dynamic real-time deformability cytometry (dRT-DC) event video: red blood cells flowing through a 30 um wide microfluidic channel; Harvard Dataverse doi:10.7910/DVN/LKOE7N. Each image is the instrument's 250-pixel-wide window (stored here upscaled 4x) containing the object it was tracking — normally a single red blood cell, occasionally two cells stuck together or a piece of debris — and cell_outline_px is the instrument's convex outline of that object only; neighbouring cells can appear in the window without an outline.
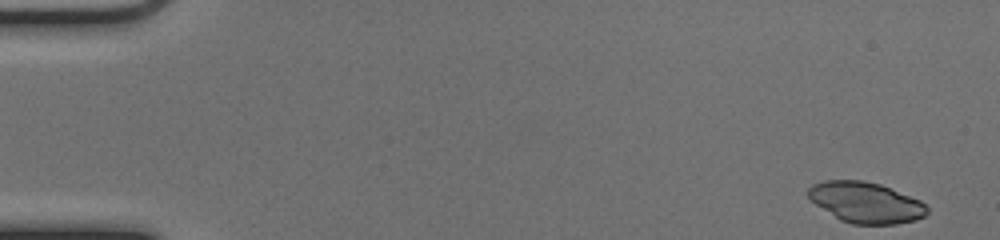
{"species": "common noctule bat (a hibernating species)", "species_latin": "Nyctalus noctula", "temperature_condition": "cold", "stored_images_in_passage": 50, "camera_frame_rate_fps": 3000, "um_per_image_px": 0.085, "animal": {"sex": "female", "body_mass_g": 17.0, "forearm_length_mm": 48.0}, "frame": {"image": 1, "passage_image": 1, "time_ms": 0.0, "image_size_px": [1000, 240], "cell_outline_px": [[928, 212], [924, 216], [916, 220], [896, 224], [852, 224], [840, 220], [808, 200], [808, 188], [812, 184], [824, 180], [864, 180], [880, 184], [920, 200], [928, 208]], "centroid_in_image_um": [73.56, 17.21], "position_along_channel_um": 11.4, "area_um2": 28.38}}
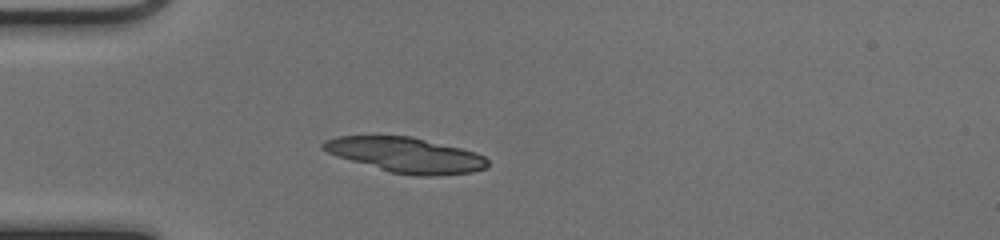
{"frame": {"image": 2, "passage_image": 14, "time_ms": 4.333, "image_size_px": [1000, 240], "cell_outline_px": [[488, 168], [472, 172], [432, 176], [416, 176], [388, 172], [336, 156], [320, 148], [320, 144], [324, 140], [336, 136], [412, 136], [476, 152], [484, 156], [488, 160]], "centroid_in_image_um": [34.48, 13.18], "position_along_channel_um": 50.5, "area_um2": 33.87}}